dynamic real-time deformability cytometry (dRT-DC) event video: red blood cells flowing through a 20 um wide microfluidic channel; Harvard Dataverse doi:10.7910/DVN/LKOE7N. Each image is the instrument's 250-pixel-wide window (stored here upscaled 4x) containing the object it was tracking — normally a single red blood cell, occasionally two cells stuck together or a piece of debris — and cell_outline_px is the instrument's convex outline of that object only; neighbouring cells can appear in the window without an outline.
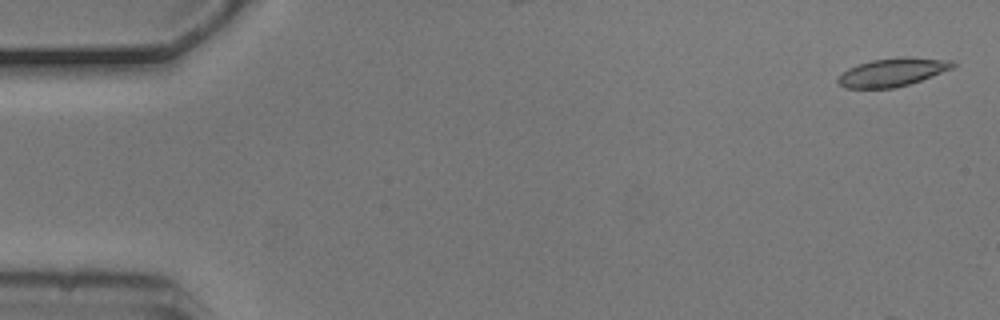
{"species": "common noctule bat (a hibernating species)", "species_latin": "Nyctalus noctula", "temperature_condition": "cold", "stored_images_in_passage": 12, "camera_frame_rate_fps": 3000, "um_per_image_px": 0.085, "animal": {"sex": "male", "body_mass_g": 20.5, "forearm_length_mm": 52.5}, "frame": {"image": 1, "passage_image": 1, "time_ms": 0.0, "image_size_px": [1000, 320], "cell_outline_px": [[956, 64], [952, 68], [932, 76], [896, 88], [844, 88], [836, 80], [848, 68], [872, 60], [900, 56], [908, 56], [952, 60]], "centroid_in_image_um": [75.88, 6.12], "position_along_channel_um": 9.1, "area_um2": 18.84}}
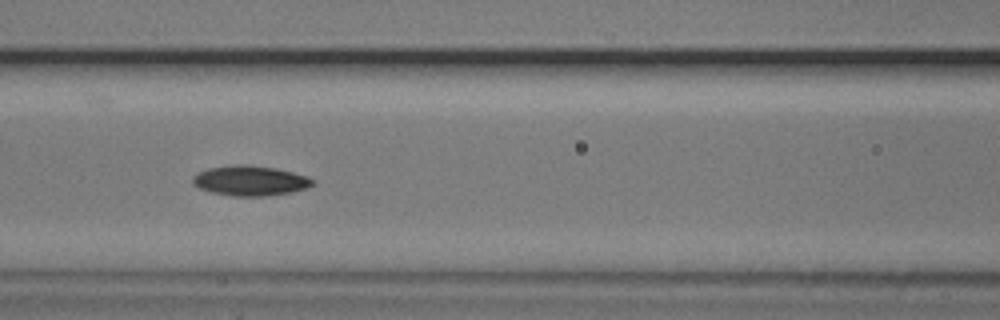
{"frame": {"image": 2, "passage_image": 8, "time_ms": 2.333, "image_size_px": [1000, 320], "cell_outline_px": [[316, 180], [308, 188], [292, 192], [268, 196], [232, 196], [212, 192], [200, 188], [192, 184], [192, 176], [208, 168], [236, 164], [248, 164], [276, 168], [308, 176]], "centroid_in_image_um": [21.29, 15.35], "position_along_channel_um": 145.3, "area_um2": 21.15}}
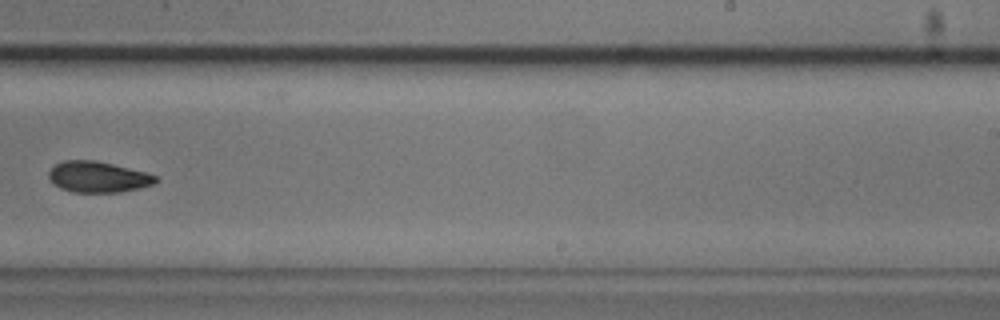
{"frame": {"image": 3, "passage_image": 11, "time_ms": 3.333, "image_size_px": [1000, 320], "cell_outline_px": [[160, 180], [152, 184], [120, 192], [72, 192], [60, 188], [52, 184], [48, 176], [48, 172], [56, 164], [64, 160], [96, 160], [144, 172], [156, 176]], "centroid_in_image_um": [8.28, 15.04], "position_along_channel_um": 280.7, "area_um2": 19.13}}